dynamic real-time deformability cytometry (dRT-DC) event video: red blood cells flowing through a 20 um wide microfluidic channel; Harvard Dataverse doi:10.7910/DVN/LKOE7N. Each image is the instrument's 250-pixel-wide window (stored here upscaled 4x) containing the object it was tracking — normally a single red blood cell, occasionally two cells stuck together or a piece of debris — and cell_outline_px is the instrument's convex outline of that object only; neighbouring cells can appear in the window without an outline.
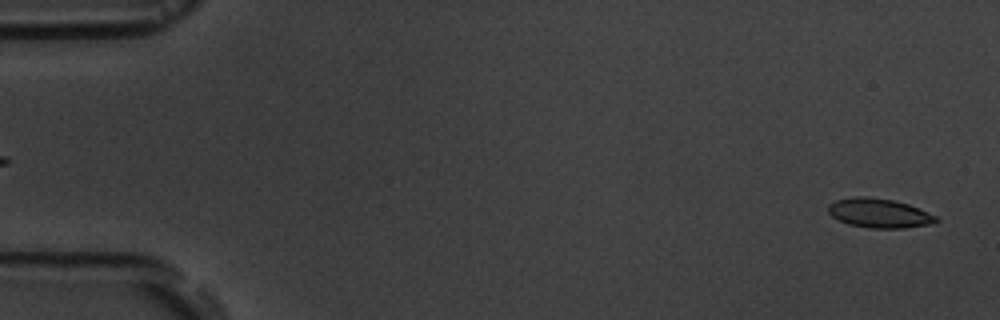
{"species": "common noctule bat (a hibernating species)", "species_latin": "Nyctalus noctula", "temperature_condition": "room temperature", "stored_images_in_passage": 5, "segment_of_instrument_passage": [2, 2], "camera_frame_rate_fps": 3000, "um_per_image_px": 0.085, "animal": {"sex": "male", "body_mass_g": 19.5, "forearm_length_mm": 54.6}, "frame": {"image": 1, "passage_image": 5, "time_ms": 6.333, "image_size_px": [1000, 320], "cell_outline_px": [[940, 220], [936, 224], [904, 228], [868, 228], [848, 224], [832, 216], [828, 212], [828, 204], [836, 200], [856, 196], [864, 196], [892, 200], [908, 204], [936, 216]], "centroid_in_image_um": [74.75, 18.13], "position_along_channel_um": 10.3, "area_um2": 18.44}}